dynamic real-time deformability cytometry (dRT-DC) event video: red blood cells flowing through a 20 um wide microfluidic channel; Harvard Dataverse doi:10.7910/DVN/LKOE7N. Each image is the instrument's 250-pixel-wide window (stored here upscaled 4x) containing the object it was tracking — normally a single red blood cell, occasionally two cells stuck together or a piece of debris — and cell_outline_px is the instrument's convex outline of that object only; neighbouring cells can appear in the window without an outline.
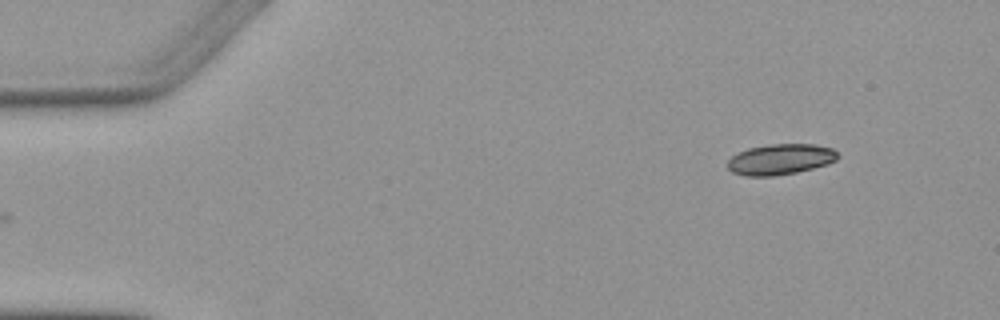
{"species": "Egyptian fruit bat (a non-hibernating species)", "species_latin": "Rousettus aegyptiacus", "temperature_condition": "warm", "stored_images_in_passage": 3, "camera_frame_rate_fps": 3000, "um_per_image_px": 0.085, "animal": {"sex": "female"}, "frame": {"image": 1, "passage_image": 3, "time_ms": 2.667, "image_size_px": [1000, 320], "cell_outline_px": [[840, 156], [836, 160], [828, 164], [796, 172], [772, 176], [744, 176], [732, 172], [728, 168], [728, 160], [732, 156], [748, 148], [768, 144], [816, 144], [832, 148]], "centroid_in_image_um": [66.34, 13.54], "position_along_channel_um": 18.7, "area_um2": 19.71}}